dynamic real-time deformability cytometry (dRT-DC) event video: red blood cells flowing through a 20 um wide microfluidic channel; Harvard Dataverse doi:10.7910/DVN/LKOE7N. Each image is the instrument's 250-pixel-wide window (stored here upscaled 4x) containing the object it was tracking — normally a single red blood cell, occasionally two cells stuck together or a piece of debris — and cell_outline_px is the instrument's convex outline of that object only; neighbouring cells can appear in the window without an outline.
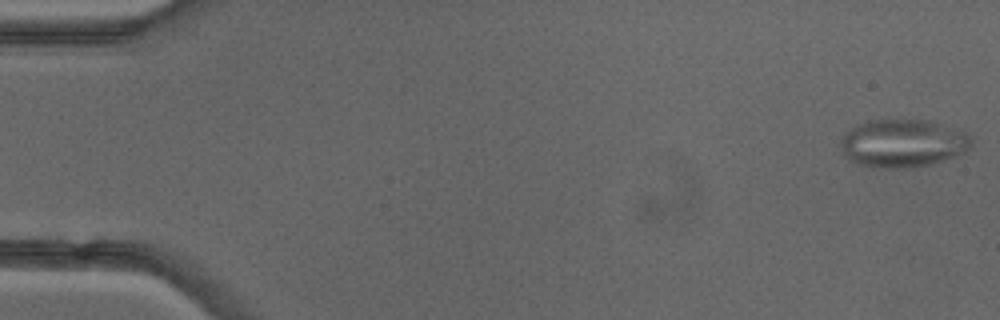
{"species": "common noctule bat (a hibernating species)", "species_latin": "Nyctalus noctula", "temperature_condition": "cold", "stored_images_in_passage": 51, "camera_frame_rate_fps": 3000, "um_per_image_px": 0.085, "animal": {"sex": "female"}, "frame": {"image": 1, "passage_image": 1, "time_ms": 0.0, "image_size_px": [1000, 320], "cell_outline_px": [[972, 148], [956, 156], [932, 164], [912, 168], [884, 168], [860, 164], [848, 160], [844, 156], [840, 140], [844, 132], [856, 124], [868, 120], [928, 120], [964, 132], [972, 140]], "centroid_in_image_um": [76.72, 12.18], "position_along_channel_um": 8.3, "area_um2": 36.7}}
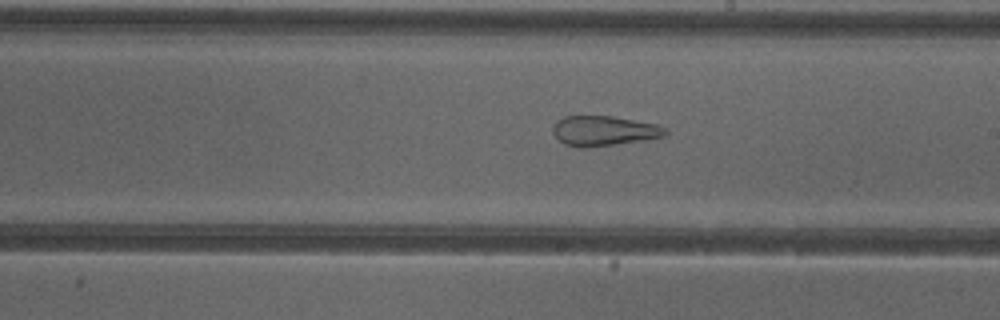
{"frame": {"image": 2, "passage_image": 29, "time_ms": 9.333, "image_size_px": [1000, 320], "cell_outline_px": [[668, 132], [664, 136], [644, 140], [588, 148], [580, 148], [564, 144], [552, 132], [552, 128], [556, 120], [564, 116], [612, 116], [656, 124], [668, 128]], "centroid_in_image_um": [51.32, 11.12], "position_along_channel_um": 237.7, "area_um2": 19.77}}
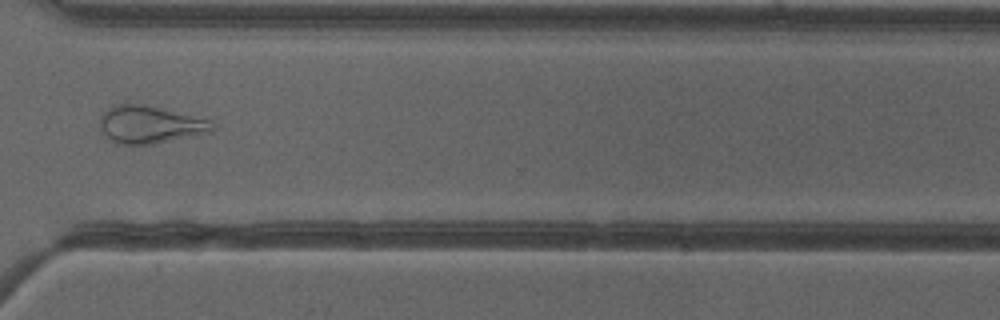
{"frame": {"image": 3, "passage_image": 38, "time_ms": 12.333, "image_size_px": [1000, 320], "cell_outline_px": [[216, 128], [212, 132], [196, 136], [152, 144], [116, 144], [108, 140], [100, 128], [100, 116], [108, 108], [116, 104], [144, 104], [212, 120]], "centroid_in_image_um": [12.77, 10.6], "position_along_channel_um": 357.8, "area_um2": 24.91}, "authors_computed_cell_mechanics": {"area_um2": 26.8192, "velocity_mm_per_s": 4.0251, "shape_relaxation_time_tau1_ms": null, "shape_relaxation_time_tau2_ms": 2.6699, "deformation_change_tau1": null, "deformation_change_tau2": 0.1264}}